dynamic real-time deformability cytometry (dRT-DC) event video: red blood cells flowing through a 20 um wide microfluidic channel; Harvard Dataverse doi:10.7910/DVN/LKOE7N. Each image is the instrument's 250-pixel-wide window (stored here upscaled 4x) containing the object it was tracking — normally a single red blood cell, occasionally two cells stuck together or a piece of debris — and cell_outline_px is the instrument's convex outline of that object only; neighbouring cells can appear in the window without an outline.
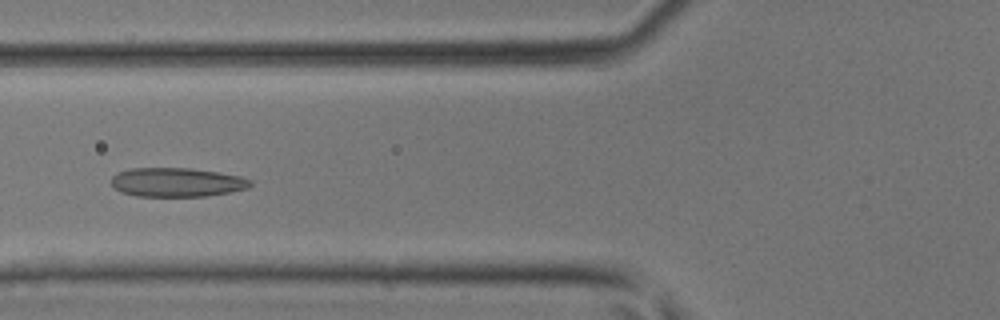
{"species": "common noctule bat (a hibernating species)", "species_latin": "Nyctalus noctula", "temperature_condition": "room temperature", "stored_images_in_passage": 33, "camera_frame_rate_fps": 3000, "um_per_image_px": 0.085, "animal": {"sex": "male", "body_mass_g": 17.9, "forearm_length_mm": 54.2}, "frame": {"image": 1, "passage_image": 5, "time_ms": 1.333, "image_size_px": [1000, 320], "cell_outline_px": [[252, 184], [248, 188], [228, 192], [204, 196], [136, 196], [120, 192], [112, 184], [112, 176], [128, 168], [188, 168], [220, 172], [240, 176], [252, 180]], "centroid_in_image_um": [15.04, 15.49], "position_along_channel_um": 110.8, "area_um2": 23.47}}
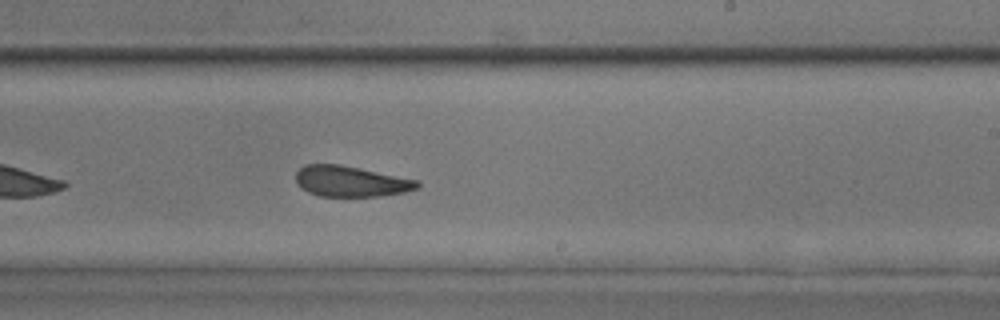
{"frame": {"image": 2, "passage_image": 15, "time_ms": 4.667, "image_size_px": [1000, 320], "cell_outline_px": [[420, 188], [404, 192], [384, 196], [320, 196], [308, 192], [300, 188], [296, 184], [296, 172], [304, 164], [340, 164], [420, 180]], "centroid_in_image_um": [29.83, 15.41], "position_along_channel_um": 259.2, "area_um2": 22.02}}
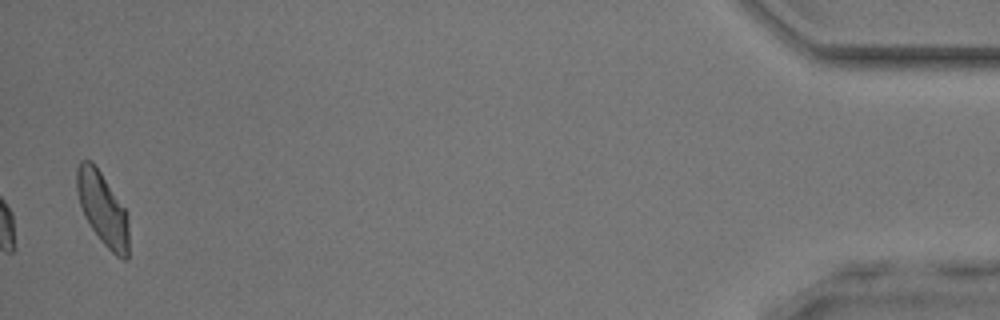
{"frame": {"image": 3, "passage_image": 32, "time_ms": 10.333, "image_size_px": [1000, 320], "cell_outline_px": [[128, 260], [124, 260], [116, 256], [100, 240], [84, 216], [80, 204], [76, 188], [76, 168], [80, 160], [92, 160], [124, 208], [128, 216]], "centroid_in_image_um": [8.71, 17.74], "position_along_channel_um": 426.5, "area_um2": 21.91}}